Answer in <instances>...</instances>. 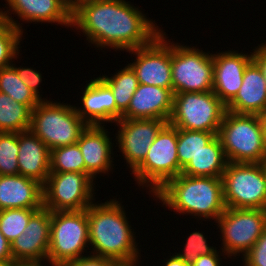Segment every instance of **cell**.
Masks as SVG:
<instances>
[{"instance_id": "15", "label": "cell", "mask_w": 266, "mask_h": 266, "mask_svg": "<svg viewBox=\"0 0 266 266\" xmlns=\"http://www.w3.org/2000/svg\"><path fill=\"white\" fill-rule=\"evenodd\" d=\"M8 7L3 8L5 21L23 33L22 24L13 19L17 15L22 22L57 23L71 28L72 10L62 0H5ZM12 12V13H11ZM11 15V16H10Z\"/></svg>"}, {"instance_id": "5", "label": "cell", "mask_w": 266, "mask_h": 266, "mask_svg": "<svg viewBox=\"0 0 266 266\" xmlns=\"http://www.w3.org/2000/svg\"><path fill=\"white\" fill-rule=\"evenodd\" d=\"M87 124L77 114L75 105L42 100L32 109L29 130L51 151L75 144Z\"/></svg>"}, {"instance_id": "32", "label": "cell", "mask_w": 266, "mask_h": 266, "mask_svg": "<svg viewBox=\"0 0 266 266\" xmlns=\"http://www.w3.org/2000/svg\"><path fill=\"white\" fill-rule=\"evenodd\" d=\"M18 133L0 132V175L19 174Z\"/></svg>"}, {"instance_id": "37", "label": "cell", "mask_w": 266, "mask_h": 266, "mask_svg": "<svg viewBox=\"0 0 266 266\" xmlns=\"http://www.w3.org/2000/svg\"><path fill=\"white\" fill-rule=\"evenodd\" d=\"M252 53V61L259 67L266 85V41L256 46Z\"/></svg>"}, {"instance_id": "4", "label": "cell", "mask_w": 266, "mask_h": 266, "mask_svg": "<svg viewBox=\"0 0 266 266\" xmlns=\"http://www.w3.org/2000/svg\"><path fill=\"white\" fill-rule=\"evenodd\" d=\"M217 135L227 162L266 161V145L259 115L236 114L227 110Z\"/></svg>"}, {"instance_id": "44", "label": "cell", "mask_w": 266, "mask_h": 266, "mask_svg": "<svg viewBox=\"0 0 266 266\" xmlns=\"http://www.w3.org/2000/svg\"><path fill=\"white\" fill-rule=\"evenodd\" d=\"M5 17L3 16L2 9L0 8V27L5 23Z\"/></svg>"}, {"instance_id": "6", "label": "cell", "mask_w": 266, "mask_h": 266, "mask_svg": "<svg viewBox=\"0 0 266 266\" xmlns=\"http://www.w3.org/2000/svg\"><path fill=\"white\" fill-rule=\"evenodd\" d=\"M181 173L177 153V128L166 123L156 135L143 162L131 174L138 186L147 187L153 196Z\"/></svg>"}, {"instance_id": "43", "label": "cell", "mask_w": 266, "mask_h": 266, "mask_svg": "<svg viewBox=\"0 0 266 266\" xmlns=\"http://www.w3.org/2000/svg\"><path fill=\"white\" fill-rule=\"evenodd\" d=\"M71 10L76 6L79 0H62Z\"/></svg>"}, {"instance_id": "13", "label": "cell", "mask_w": 266, "mask_h": 266, "mask_svg": "<svg viewBox=\"0 0 266 266\" xmlns=\"http://www.w3.org/2000/svg\"><path fill=\"white\" fill-rule=\"evenodd\" d=\"M166 32H161L150 44L132 49L134 62L128 65L135 72L139 84L154 85L171 89V41L166 40Z\"/></svg>"}, {"instance_id": "26", "label": "cell", "mask_w": 266, "mask_h": 266, "mask_svg": "<svg viewBox=\"0 0 266 266\" xmlns=\"http://www.w3.org/2000/svg\"><path fill=\"white\" fill-rule=\"evenodd\" d=\"M32 109L0 92V132L19 133L30 128Z\"/></svg>"}, {"instance_id": "2", "label": "cell", "mask_w": 266, "mask_h": 266, "mask_svg": "<svg viewBox=\"0 0 266 266\" xmlns=\"http://www.w3.org/2000/svg\"><path fill=\"white\" fill-rule=\"evenodd\" d=\"M124 206L116 198L88 207L91 255L114 260L119 266L139 265L141 258L134 229L129 225Z\"/></svg>"}, {"instance_id": "3", "label": "cell", "mask_w": 266, "mask_h": 266, "mask_svg": "<svg viewBox=\"0 0 266 266\" xmlns=\"http://www.w3.org/2000/svg\"><path fill=\"white\" fill-rule=\"evenodd\" d=\"M153 197L179 215L190 214L204 221H216L226 209L222 177L180 174L169 180Z\"/></svg>"}, {"instance_id": "31", "label": "cell", "mask_w": 266, "mask_h": 266, "mask_svg": "<svg viewBox=\"0 0 266 266\" xmlns=\"http://www.w3.org/2000/svg\"><path fill=\"white\" fill-rule=\"evenodd\" d=\"M22 37L23 33L7 22L0 27V69L17 60Z\"/></svg>"}, {"instance_id": "45", "label": "cell", "mask_w": 266, "mask_h": 266, "mask_svg": "<svg viewBox=\"0 0 266 266\" xmlns=\"http://www.w3.org/2000/svg\"><path fill=\"white\" fill-rule=\"evenodd\" d=\"M0 266H14V261L0 262Z\"/></svg>"}, {"instance_id": "41", "label": "cell", "mask_w": 266, "mask_h": 266, "mask_svg": "<svg viewBox=\"0 0 266 266\" xmlns=\"http://www.w3.org/2000/svg\"><path fill=\"white\" fill-rule=\"evenodd\" d=\"M167 260H165V264L163 266H191L184 262L180 257H178L176 254H173L172 256H169Z\"/></svg>"}, {"instance_id": "24", "label": "cell", "mask_w": 266, "mask_h": 266, "mask_svg": "<svg viewBox=\"0 0 266 266\" xmlns=\"http://www.w3.org/2000/svg\"><path fill=\"white\" fill-rule=\"evenodd\" d=\"M227 159L216 135L182 170L183 175L194 177H222Z\"/></svg>"}, {"instance_id": "23", "label": "cell", "mask_w": 266, "mask_h": 266, "mask_svg": "<svg viewBox=\"0 0 266 266\" xmlns=\"http://www.w3.org/2000/svg\"><path fill=\"white\" fill-rule=\"evenodd\" d=\"M226 108L232 113L248 115H260L266 110L265 80L253 61L246 67L242 85Z\"/></svg>"}, {"instance_id": "8", "label": "cell", "mask_w": 266, "mask_h": 266, "mask_svg": "<svg viewBox=\"0 0 266 266\" xmlns=\"http://www.w3.org/2000/svg\"><path fill=\"white\" fill-rule=\"evenodd\" d=\"M226 111V105L213 91L177 93L168 123L177 129L218 134Z\"/></svg>"}, {"instance_id": "11", "label": "cell", "mask_w": 266, "mask_h": 266, "mask_svg": "<svg viewBox=\"0 0 266 266\" xmlns=\"http://www.w3.org/2000/svg\"><path fill=\"white\" fill-rule=\"evenodd\" d=\"M210 54V55H209ZM213 57L195 46L171 42L173 93L213 91Z\"/></svg>"}, {"instance_id": "25", "label": "cell", "mask_w": 266, "mask_h": 266, "mask_svg": "<svg viewBox=\"0 0 266 266\" xmlns=\"http://www.w3.org/2000/svg\"><path fill=\"white\" fill-rule=\"evenodd\" d=\"M116 73V74H115ZM111 77L100 75L110 86L116 103V121L122 119V114L128 109L131 98L138 87V79L129 65L119 69Z\"/></svg>"}, {"instance_id": "42", "label": "cell", "mask_w": 266, "mask_h": 266, "mask_svg": "<svg viewBox=\"0 0 266 266\" xmlns=\"http://www.w3.org/2000/svg\"><path fill=\"white\" fill-rule=\"evenodd\" d=\"M259 117L263 126L264 141L266 145V110L262 112Z\"/></svg>"}, {"instance_id": "30", "label": "cell", "mask_w": 266, "mask_h": 266, "mask_svg": "<svg viewBox=\"0 0 266 266\" xmlns=\"http://www.w3.org/2000/svg\"><path fill=\"white\" fill-rule=\"evenodd\" d=\"M38 209L15 208L0 210V231L10 242L24 233L30 217Z\"/></svg>"}, {"instance_id": "12", "label": "cell", "mask_w": 266, "mask_h": 266, "mask_svg": "<svg viewBox=\"0 0 266 266\" xmlns=\"http://www.w3.org/2000/svg\"><path fill=\"white\" fill-rule=\"evenodd\" d=\"M95 181L85 173L50 172L43 185V207L50 211H80L94 201Z\"/></svg>"}, {"instance_id": "22", "label": "cell", "mask_w": 266, "mask_h": 266, "mask_svg": "<svg viewBox=\"0 0 266 266\" xmlns=\"http://www.w3.org/2000/svg\"><path fill=\"white\" fill-rule=\"evenodd\" d=\"M19 174L36 180L42 185L50 174V150L30 130L18 133Z\"/></svg>"}, {"instance_id": "10", "label": "cell", "mask_w": 266, "mask_h": 266, "mask_svg": "<svg viewBox=\"0 0 266 266\" xmlns=\"http://www.w3.org/2000/svg\"><path fill=\"white\" fill-rule=\"evenodd\" d=\"M221 233L222 247L228 258H243L266 229V210L227 208L215 221Z\"/></svg>"}, {"instance_id": "21", "label": "cell", "mask_w": 266, "mask_h": 266, "mask_svg": "<svg viewBox=\"0 0 266 266\" xmlns=\"http://www.w3.org/2000/svg\"><path fill=\"white\" fill-rule=\"evenodd\" d=\"M43 207V185L23 175H0V210Z\"/></svg>"}, {"instance_id": "33", "label": "cell", "mask_w": 266, "mask_h": 266, "mask_svg": "<svg viewBox=\"0 0 266 266\" xmlns=\"http://www.w3.org/2000/svg\"><path fill=\"white\" fill-rule=\"evenodd\" d=\"M207 242L203 232L193 231L187 237L186 243L183 244L185 245L183 251L175 252V254L187 264L192 265L199 256L212 254L217 250L216 246H210V243Z\"/></svg>"}, {"instance_id": "16", "label": "cell", "mask_w": 266, "mask_h": 266, "mask_svg": "<svg viewBox=\"0 0 266 266\" xmlns=\"http://www.w3.org/2000/svg\"><path fill=\"white\" fill-rule=\"evenodd\" d=\"M51 234V211L38 209L31 217L24 233L11 243L13 261L47 260Z\"/></svg>"}, {"instance_id": "18", "label": "cell", "mask_w": 266, "mask_h": 266, "mask_svg": "<svg viewBox=\"0 0 266 266\" xmlns=\"http://www.w3.org/2000/svg\"><path fill=\"white\" fill-rule=\"evenodd\" d=\"M107 130L104 125H87L77 142L83 155L85 174L93 181L98 174L104 175L114 169V143Z\"/></svg>"}, {"instance_id": "17", "label": "cell", "mask_w": 266, "mask_h": 266, "mask_svg": "<svg viewBox=\"0 0 266 266\" xmlns=\"http://www.w3.org/2000/svg\"><path fill=\"white\" fill-rule=\"evenodd\" d=\"M213 92L227 105L238 93L246 67L252 62V53L236 50L212 53Z\"/></svg>"}, {"instance_id": "35", "label": "cell", "mask_w": 266, "mask_h": 266, "mask_svg": "<svg viewBox=\"0 0 266 266\" xmlns=\"http://www.w3.org/2000/svg\"><path fill=\"white\" fill-rule=\"evenodd\" d=\"M12 61V66L15 68L16 72L18 73L19 78L28 86L29 89H31L34 94L41 100H47L46 98H43L42 94L40 95V89H38L40 83H42V74L39 72V70H34L31 67H17ZM15 65V66H14Z\"/></svg>"}, {"instance_id": "14", "label": "cell", "mask_w": 266, "mask_h": 266, "mask_svg": "<svg viewBox=\"0 0 266 266\" xmlns=\"http://www.w3.org/2000/svg\"><path fill=\"white\" fill-rule=\"evenodd\" d=\"M166 123L162 119H120L115 122L119 129L115 141L131 172L143 162L156 135Z\"/></svg>"}, {"instance_id": "9", "label": "cell", "mask_w": 266, "mask_h": 266, "mask_svg": "<svg viewBox=\"0 0 266 266\" xmlns=\"http://www.w3.org/2000/svg\"><path fill=\"white\" fill-rule=\"evenodd\" d=\"M222 181L224 204L227 208L266 210L265 162H228Z\"/></svg>"}, {"instance_id": "7", "label": "cell", "mask_w": 266, "mask_h": 266, "mask_svg": "<svg viewBox=\"0 0 266 266\" xmlns=\"http://www.w3.org/2000/svg\"><path fill=\"white\" fill-rule=\"evenodd\" d=\"M88 245V208L80 211H51L47 260L63 266L86 256L84 252L87 253V250H90L87 249Z\"/></svg>"}, {"instance_id": "38", "label": "cell", "mask_w": 266, "mask_h": 266, "mask_svg": "<svg viewBox=\"0 0 266 266\" xmlns=\"http://www.w3.org/2000/svg\"><path fill=\"white\" fill-rule=\"evenodd\" d=\"M219 252L221 253L219 254ZM224 255L226 256L223 251L218 249L212 254L199 256L191 266H223L221 265L222 258L220 256Z\"/></svg>"}, {"instance_id": "19", "label": "cell", "mask_w": 266, "mask_h": 266, "mask_svg": "<svg viewBox=\"0 0 266 266\" xmlns=\"http://www.w3.org/2000/svg\"><path fill=\"white\" fill-rule=\"evenodd\" d=\"M90 80L81 93L82 106H75L77 114L87 125L115 123L116 103L110 86L100 76Z\"/></svg>"}, {"instance_id": "36", "label": "cell", "mask_w": 266, "mask_h": 266, "mask_svg": "<svg viewBox=\"0 0 266 266\" xmlns=\"http://www.w3.org/2000/svg\"><path fill=\"white\" fill-rule=\"evenodd\" d=\"M63 266H119V265L114 260H111L109 258L86 254V256L68 262Z\"/></svg>"}, {"instance_id": "20", "label": "cell", "mask_w": 266, "mask_h": 266, "mask_svg": "<svg viewBox=\"0 0 266 266\" xmlns=\"http://www.w3.org/2000/svg\"><path fill=\"white\" fill-rule=\"evenodd\" d=\"M173 96L171 89L138 84L122 119H162L168 123L173 109Z\"/></svg>"}, {"instance_id": "34", "label": "cell", "mask_w": 266, "mask_h": 266, "mask_svg": "<svg viewBox=\"0 0 266 266\" xmlns=\"http://www.w3.org/2000/svg\"><path fill=\"white\" fill-rule=\"evenodd\" d=\"M242 259L244 266H266V229Z\"/></svg>"}, {"instance_id": "39", "label": "cell", "mask_w": 266, "mask_h": 266, "mask_svg": "<svg viewBox=\"0 0 266 266\" xmlns=\"http://www.w3.org/2000/svg\"><path fill=\"white\" fill-rule=\"evenodd\" d=\"M13 261L11 254V243L3 236L0 231V262Z\"/></svg>"}, {"instance_id": "27", "label": "cell", "mask_w": 266, "mask_h": 266, "mask_svg": "<svg viewBox=\"0 0 266 266\" xmlns=\"http://www.w3.org/2000/svg\"><path fill=\"white\" fill-rule=\"evenodd\" d=\"M0 92L9 95L16 102L28 105L31 109L42 101L19 78L12 65L0 69Z\"/></svg>"}, {"instance_id": "29", "label": "cell", "mask_w": 266, "mask_h": 266, "mask_svg": "<svg viewBox=\"0 0 266 266\" xmlns=\"http://www.w3.org/2000/svg\"><path fill=\"white\" fill-rule=\"evenodd\" d=\"M50 172L85 173V163L78 143L50 151Z\"/></svg>"}, {"instance_id": "40", "label": "cell", "mask_w": 266, "mask_h": 266, "mask_svg": "<svg viewBox=\"0 0 266 266\" xmlns=\"http://www.w3.org/2000/svg\"><path fill=\"white\" fill-rule=\"evenodd\" d=\"M46 261V262H44ZM43 262V264H42ZM44 263H46L48 266H60L57 264H54L53 262H51L50 260H41V261H14V266H46V264L44 265ZM49 263V264H48Z\"/></svg>"}, {"instance_id": "28", "label": "cell", "mask_w": 266, "mask_h": 266, "mask_svg": "<svg viewBox=\"0 0 266 266\" xmlns=\"http://www.w3.org/2000/svg\"><path fill=\"white\" fill-rule=\"evenodd\" d=\"M216 135L214 132L177 129V153L180 168L183 170Z\"/></svg>"}, {"instance_id": "1", "label": "cell", "mask_w": 266, "mask_h": 266, "mask_svg": "<svg viewBox=\"0 0 266 266\" xmlns=\"http://www.w3.org/2000/svg\"><path fill=\"white\" fill-rule=\"evenodd\" d=\"M139 8L125 0H79L71 12V28L101 50L128 52L150 44L163 31Z\"/></svg>"}]
</instances>
